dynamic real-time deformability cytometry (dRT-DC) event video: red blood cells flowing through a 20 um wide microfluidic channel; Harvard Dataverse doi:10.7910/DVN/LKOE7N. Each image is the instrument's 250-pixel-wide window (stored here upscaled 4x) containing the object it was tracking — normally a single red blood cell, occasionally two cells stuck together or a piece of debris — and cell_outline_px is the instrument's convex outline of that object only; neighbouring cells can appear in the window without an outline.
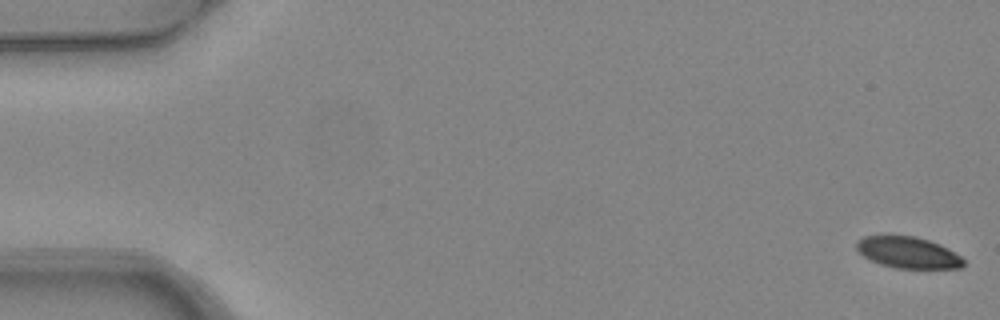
{"species": "common noctule bat (a hibernating species)", "species_latin": "Nyctalus noctula", "temperature_condition": "warm", "stored_images_in_passage": 3, "camera_frame_rate_fps": 3000, "um_per_image_px": 0.085, "animal": {"sex": "female", "body_mass_g": 24.6, "forearm_length_mm": 56.2}, "frame": {"image": 1, "passage_image": 1, "time_ms": 0.0, "image_size_px": [1000, 320], "cell_outline_px": [[964, 264], [960, 268], [896, 268], [880, 264], [864, 256], [856, 248], [856, 240], [864, 236], [912, 236], [928, 240], [940, 244], [948, 248], [960, 256], [964, 260]], "centroid_in_image_um": [77.18, 21.46], "position_along_channel_um": 7.8, "area_um2": 19.36}}